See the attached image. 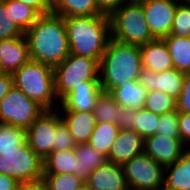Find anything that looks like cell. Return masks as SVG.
Segmentation results:
<instances>
[{
    "mask_svg": "<svg viewBox=\"0 0 190 190\" xmlns=\"http://www.w3.org/2000/svg\"><path fill=\"white\" fill-rule=\"evenodd\" d=\"M142 69L139 46L110 39L99 62V82L104 92L138 81Z\"/></svg>",
    "mask_w": 190,
    "mask_h": 190,
    "instance_id": "cell-3",
    "label": "cell"
},
{
    "mask_svg": "<svg viewBox=\"0 0 190 190\" xmlns=\"http://www.w3.org/2000/svg\"><path fill=\"white\" fill-rule=\"evenodd\" d=\"M147 92L138 81H130L113 89L110 94L121 107L138 110L143 108Z\"/></svg>",
    "mask_w": 190,
    "mask_h": 190,
    "instance_id": "cell-22",
    "label": "cell"
},
{
    "mask_svg": "<svg viewBox=\"0 0 190 190\" xmlns=\"http://www.w3.org/2000/svg\"><path fill=\"white\" fill-rule=\"evenodd\" d=\"M179 4L190 6V0H177Z\"/></svg>",
    "mask_w": 190,
    "mask_h": 190,
    "instance_id": "cell-46",
    "label": "cell"
},
{
    "mask_svg": "<svg viewBox=\"0 0 190 190\" xmlns=\"http://www.w3.org/2000/svg\"><path fill=\"white\" fill-rule=\"evenodd\" d=\"M31 60L25 35L0 40V67L3 73L13 74Z\"/></svg>",
    "mask_w": 190,
    "mask_h": 190,
    "instance_id": "cell-15",
    "label": "cell"
},
{
    "mask_svg": "<svg viewBox=\"0 0 190 190\" xmlns=\"http://www.w3.org/2000/svg\"><path fill=\"white\" fill-rule=\"evenodd\" d=\"M31 60L56 66L70 54L64 18L54 13L40 15L25 32Z\"/></svg>",
    "mask_w": 190,
    "mask_h": 190,
    "instance_id": "cell-1",
    "label": "cell"
},
{
    "mask_svg": "<svg viewBox=\"0 0 190 190\" xmlns=\"http://www.w3.org/2000/svg\"><path fill=\"white\" fill-rule=\"evenodd\" d=\"M25 35V33L16 25L7 10L6 0H0V40L12 39Z\"/></svg>",
    "mask_w": 190,
    "mask_h": 190,
    "instance_id": "cell-33",
    "label": "cell"
},
{
    "mask_svg": "<svg viewBox=\"0 0 190 190\" xmlns=\"http://www.w3.org/2000/svg\"><path fill=\"white\" fill-rule=\"evenodd\" d=\"M109 18L111 38L116 41L140 47L155 39L146 22L142 3L127 1Z\"/></svg>",
    "mask_w": 190,
    "mask_h": 190,
    "instance_id": "cell-5",
    "label": "cell"
},
{
    "mask_svg": "<svg viewBox=\"0 0 190 190\" xmlns=\"http://www.w3.org/2000/svg\"><path fill=\"white\" fill-rule=\"evenodd\" d=\"M122 167L129 190L163 189L165 167L148 154L143 152L125 162Z\"/></svg>",
    "mask_w": 190,
    "mask_h": 190,
    "instance_id": "cell-8",
    "label": "cell"
},
{
    "mask_svg": "<svg viewBox=\"0 0 190 190\" xmlns=\"http://www.w3.org/2000/svg\"><path fill=\"white\" fill-rule=\"evenodd\" d=\"M75 190H90V189L88 188V185L86 183H84L83 185H81L80 187H78Z\"/></svg>",
    "mask_w": 190,
    "mask_h": 190,
    "instance_id": "cell-45",
    "label": "cell"
},
{
    "mask_svg": "<svg viewBox=\"0 0 190 190\" xmlns=\"http://www.w3.org/2000/svg\"><path fill=\"white\" fill-rule=\"evenodd\" d=\"M77 158L75 150L52 151L43 159V174H74Z\"/></svg>",
    "mask_w": 190,
    "mask_h": 190,
    "instance_id": "cell-23",
    "label": "cell"
},
{
    "mask_svg": "<svg viewBox=\"0 0 190 190\" xmlns=\"http://www.w3.org/2000/svg\"><path fill=\"white\" fill-rule=\"evenodd\" d=\"M48 190H75L85 182L74 174H43Z\"/></svg>",
    "mask_w": 190,
    "mask_h": 190,
    "instance_id": "cell-32",
    "label": "cell"
},
{
    "mask_svg": "<svg viewBox=\"0 0 190 190\" xmlns=\"http://www.w3.org/2000/svg\"><path fill=\"white\" fill-rule=\"evenodd\" d=\"M13 86V75L3 72L0 73V101L5 95H7Z\"/></svg>",
    "mask_w": 190,
    "mask_h": 190,
    "instance_id": "cell-42",
    "label": "cell"
},
{
    "mask_svg": "<svg viewBox=\"0 0 190 190\" xmlns=\"http://www.w3.org/2000/svg\"><path fill=\"white\" fill-rule=\"evenodd\" d=\"M74 150L77 158L76 176L84 182L95 169L108 162L107 156L97 152L88 143L77 144Z\"/></svg>",
    "mask_w": 190,
    "mask_h": 190,
    "instance_id": "cell-21",
    "label": "cell"
},
{
    "mask_svg": "<svg viewBox=\"0 0 190 190\" xmlns=\"http://www.w3.org/2000/svg\"><path fill=\"white\" fill-rule=\"evenodd\" d=\"M103 92L99 81H85L75 86L59 103L58 111H93L98 96Z\"/></svg>",
    "mask_w": 190,
    "mask_h": 190,
    "instance_id": "cell-14",
    "label": "cell"
},
{
    "mask_svg": "<svg viewBox=\"0 0 190 190\" xmlns=\"http://www.w3.org/2000/svg\"><path fill=\"white\" fill-rule=\"evenodd\" d=\"M177 0H148L142 2L143 12L152 36L163 39L170 35Z\"/></svg>",
    "mask_w": 190,
    "mask_h": 190,
    "instance_id": "cell-11",
    "label": "cell"
},
{
    "mask_svg": "<svg viewBox=\"0 0 190 190\" xmlns=\"http://www.w3.org/2000/svg\"><path fill=\"white\" fill-rule=\"evenodd\" d=\"M18 186L15 178L0 173V190H18Z\"/></svg>",
    "mask_w": 190,
    "mask_h": 190,
    "instance_id": "cell-43",
    "label": "cell"
},
{
    "mask_svg": "<svg viewBox=\"0 0 190 190\" xmlns=\"http://www.w3.org/2000/svg\"><path fill=\"white\" fill-rule=\"evenodd\" d=\"M130 2L132 3H142V2H145V1H148V0H129Z\"/></svg>",
    "mask_w": 190,
    "mask_h": 190,
    "instance_id": "cell-47",
    "label": "cell"
},
{
    "mask_svg": "<svg viewBox=\"0 0 190 190\" xmlns=\"http://www.w3.org/2000/svg\"><path fill=\"white\" fill-rule=\"evenodd\" d=\"M6 7L10 10L13 21L24 33L40 16L32 7L17 0H6Z\"/></svg>",
    "mask_w": 190,
    "mask_h": 190,
    "instance_id": "cell-28",
    "label": "cell"
},
{
    "mask_svg": "<svg viewBox=\"0 0 190 190\" xmlns=\"http://www.w3.org/2000/svg\"><path fill=\"white\" fill-rule=\"evenodd\" d=\"M93 113L96 123L110 122L119 127V104L110 93L103 91L98 96Z\"/></svg>",
    "mask_w": 190,
    "mask_h": 190,
    "instance_id": "cell-27",
    "label": "cell"
},
{
    "mask_svg": "<svg viewBox=\"0 0 190 190\" xmlns=\"http://www.w3.org/2000/svg\"><path fill=\"white\" fill-rule=\"evenodd\" d=\"M135 116H137L136 109L125 108L119 105V128L133 129Z\"/></svg>",
    "mask_w": 190,
    "mask_h": 190,
    "instance_id": "cell-39",
    "label": "cell"
},
{
    "mask_svg": "<svg viewBox=\"0 0 190 190\" xmlns=\"http://www.w3.org/2000/svg\"><path fill=\"white\" fill-rule=\"evenodd\" d=\"M178 111H173L160 115L159 125L156 134L167 136L168 138H180Z\"/></svg>",
    "mask_w": 190,
    "mask_h": 190,
    "instance_id": "cell-36",
    "label": "cell"
},
{
    "mask_svg": "<svg viewBox=\"0 0 190 190\" xmlns=\"http://www.w3.org/2000/svg\"><path fill=\"white\" fill-rule=\"evenodd\" d=\"M120 128L110 122L96 123L88 144L108 157Z\"/></svg>",
    "mask_w": 190,
    "mask_h": 190,
    "instance_id": "cell-26",
    "label": "cell"
},
{
    "mask_svg": "<svg viewBox=\"0 0 190 190\" xmlns=\"http://www.w3.org/2000/svg\"><path fill=\"white\" fill-rule=\"evenodd\" d=\"M178 113L190 114V73H185L183 87L177 99Z\"/></svg>",
    "mask_w": 190,
    "mask_h": 190,
    "instance_id": "cell-37",
    "label": "cell"
},
{
    "mask_svg": "<svg viewBox=\"0 0 190 190\" xmlns=\"http://www.w3.org/2000/svg\"><path fill=\"white\" fill-rule=\"evenodd\" d=\"M164 190H190V149L165 167Z\"/></svg>",
    "mask_w": 190,
    "mask_h": 190,
    "instance_id": "cell-20",
    "label": "cell"
},
{
    "mask_svg": "<svg viewBox=\"0 0 190 190\" xmlns=\"http://www.w3.org/2000/svg\"><path fill=\"white\" fill-rule=\"evenodd\" d=\"M12 75L14 86L44 110L58 108L53 66L30 60Z\"/></svg>",
    "mask_w": 190,
    "mask_h": 190,
    "instance_id": "cell-4",
    "label": "cell"
},
{
    "mask_svg": "<svg viewBox=\"0 0 190 190\" xmlns=\"http://www.w3.org/2000/svg\"><path fill=\"white\" fill-rule=\"evenodd\" d=\"M184 75L185 73L175 68L161 73L142 68L138 82L147 91L158 90L178 99L183 87Z\"/></svg>",
    "mask_w": 190,
    "mask_h": 190,
    "instance_id": "cell-13",
    "label": "cell"
},
{
    "mask_svg": "<svg viewBox=\"0 0 190 190\" xmlns=\"http://www.w3.org/2000/svg\"><path fill=\"white\" fill-rule=\"evenodd\" d=\"M170 35L180 38L190 37V6L178 4Z\"/></svg>",
    "mask_w": 190,
    "mask_h": 190,
    "instance_id": "cell-34",
    "label": "cell"
},
{
    "mask_svg": "<svg viewBox=\"0 0 190 190\" xmlns=\"http://www.w3.org/2000/svg\"><path fill=\"white\" fill-rule=\"evenodd\" d=\"M76 146L67 125L62 121L60 112L56 109L55 151L75 149Z\"/></svg>",
    "mask_w": 190,
    "mask_h": 190,
    "instance_id": "cell-35",
    "label": "cell"
},
{
    "mask_svg": "<svg viewBox=\"0 0 190 190\" xmlns=\"http://www.w3.org/2000/svg\"><path fill=\"white\" fill-rule=\"evenodd\" d=\"M0 173L15 178L19 183L42 179L43 159L27 144L18 150L2 151Z\"/></svg>",
    "mask_w": 190,
    "mask_h": 190,
    "instance_id": "cell-7",
    "label": "cell"
},
{
    "mask_svg": "<svg viewBox=\"0 0 190 190\" xmlns=\"http://www.w3.org/2000/svg\"><path fill=\"white\" fill-rule=\"evenodd\" d=\"M144 152V139L133 129H120L107 157L108 161L123 165Z\"/></svg>",
    "mask_w": 190,
    "mask_h": 190,
    "instance_id": "cell-16",
    "label": "cell"
},
{
    "mask_svg": "<svg viewBox=\"0 0 190 190\" xmlns=\"http://www.w3.org/2000/svg\"><path fill=\"white\" fill-rule=\"evenodd\" d=\"M165 41L175 69L183 73H190V37H176L168 35Z\"/></svg>",
    "mask_w": 190,
    "mask_h": 190,
    "instance_id": "cell-25",
    "label": "cell"
},
{
    "mask_svg": "<svg viewBox=\"0 0 190 190\" xmlns=\"http://www.w3.org/2000/svg\"><path fill=\"white\" fill-rule=\"evenodd\" d=\"M142 68L161 73L174 68L168 47L163 39H154L139 47Z\"/></svg>",
    "mask_w": 190,
    "mask_h": 190,
    "instance_id": "cell-18",
    "label": "cell"
},
{
    "mask_svg": "<svg viewBox=\"0 0 190 190\" xmlns=\"http://www.w3.org/2000/svg\"><path fill=\"white\" fill-rule=\"evenodd\" d=\"M51 12L66 17L104 15L94 0H51Z\"/></svg>",
    "mask_w": 190,
    "mask_h": 190,
    "instance_id": "cell-24",
    "label": "cell"
},
{
    "mask_svg": "<svg viewBox=\"0 0 190 190\" xmlns=\"http://www.w3.org/2000/svg\"><path fill=\"white\" fill-rule=\"evenodd\" d=\"M97 9L104 15L110 16L123 3L129 0H94Z\"/></svg>",
    "mask_w": 190,
    "mask_h": 190,
    "instance_id": "cell-40",
    "label": "cell"
},
{
    "mask_svg": "<svg viewBox=\"0 0 190 190\" xmlns=\"http://www.w3.org/2000/svg\"><path fill=\"white\" fill-rule=\"evenodd\" d=\"M44 111L40 105L13 86L0 101V124L27 130Z\"/></svg>",
    "mask_w": 190,
    "mask_h": 190,
    "instance_id": "cell-9",
    "label": "cell"
},
{
    "mask_svg": "<svg viewBox=\"0 0 190 190\" xmlns=\"http://www.w3.org/2000/svg\"><path fill=\"white\" fill-rule=\"evenodd\" d=\"M18 190H48V188L45 182L40 179L37 181L19 183Z\"/></svg>",
    "mask_w": 190,
    "mask_h": 190,
    "instance_id": "cell-44",
    "label": "cell"
},
{
    "mask_svg": "<svg viewBox=\"0 0 190 190\" xmlns=\"http://www.w3.org/2000/svg\"><path fill=\"white\" fill-rule=\"evenodd\" d=\"M178 124L180 139L190 149V114L179 113Z\"/></svg>",
    "mask_w": 190,
    "mask_h": 190,
    "instance_id": "cell-38",
    "label": "cell"
},
{
    "mask_svg": "<svg viewBox=\"0 0 190 190\" xmlns=\"http://www.w3.org/2000/svg\"><path fill=\"white\" fill-rule=\"evenodd\" d=\"M56 110H45L26 130V142L42 159L55 151Z\"/></svg>",
    "mask_w": 190,
    "mask_h": 190,
    "instance_id": "cell-10",
    "label": "cell"
},
{
    "mask_svg": "<svg viewBox=\"0 0 190 190\" xmlns=\"http://www.w3.org/2000/svg\"><path fill=\"white\" fill-rule=\"evenodd\" d=\"M70 53L100 62L111 39L108 15L64 18Z\"/></svg>",
    "mask_w": 190,
    "mask_h": 190,
    "instance_id": "cell-2",
    "label": "cell"
},
{
    "mask_svg": "<svg viewBox=\"0 0 190 190\" xmlns=\"http://www.w3.org/2000/svg\"><path fill=\"white\" fill-rule=\"evenodd\" d=\"M143 108L162 115L177 111V99L158 90L147 92Z\"/></svg>",
    "mask_w": 190,
    "mask_h": 190,
    "instance_id": "cell-29",
    "label": "cell"
},
{
    "mask_svg": "<svg viewBox=\"0 0 190 190\" xmlns=\"http://www.w3.org/2000/svg\"><path fill=\"white\" fill-rule=\"evenodd\" d=\"M188 149L180 138L154 134L144 139V153L164 167L175 163Z\"/></svg>",
    "mask_w": 190,
    "mask_h": 190,
    "instance_id": "cell-12",
    "label": "cell"
},
{
    "mask_svg": "<svg viewBox=\"0 0 190 190\" xmlns=\"http://www.w3.org/2000/svg\"><path fill=\"white\" fill-rule=\"evenodd\" d=\"M160 115L155 114L145 108L137 110V116L134 118L133 130L139 133L143 139L156 134L159 125Z\"/></svg>",
    "mask_w": 190,
    "mask_h": 190,
    "instance_id": "cell-31",
    "label": "cell"
},
{
    "mask_svg": "<svg viewBox=\"0 0 190 190\" xmlns=\"http://www.w3.org/2000/svg\"><path fill=\"white\" fill-rule=\"evenodd\" d=\"M62 121L67 125L69 133L74 138L76 144L89 142L96 125L93 111H59Z\"/></svg>",
    "mask_w": 190,
    "mask_h": 190,
    "instance_id": "cell-19",
    "label": "cell"
},
{
    "mask_svg": "<svg viewBox=\"0 0 190 190\" xmlns=\"http://www.w3.org/2000/svg\"><path fill=\"white\" fill-rule=\"evenodd\" d=\"M53 70L55 93L59 101L75 86L84 85L85 81H99V63L89 57L70 53Z\"/></svg>",
    "mask_w": 190,
    "mask_h": 190,
    "instance_id": "cell-6",
    "label": "cell"
},
{
    "mask_svg": "<svg viewBox=\"0 0 190 190\" xmlns=\"http://www.w3.org/2000/svg\"><path fill=\"white\" fill-rule=\"evenodd\" d=\"M90 190H129L122 165L106 162L85 181Z\"/></svg>",
    "mask_w": 190,
    "mask_h": 190,
    "instance_id": "cell-17",
    "label": "cell"
},
{
    "mask_svg": "<svg viewBox=\"0 0 190 190\" xmlns=\"http://www.w3.org/2000/svg\"><path fill=\"white\" fill-rule=\"evenodd\" d=\"M26 143V130L6 124H0V154L2 151L18 150Z\"/></svg>",
    "mask_w": 190,
    "mask_h": 190,
    "instance_id": "cell-30",
    "label": "cell"
},
{
    "mask_svg": "<svg viewBox=\"0 0 190 190\" xmlns=\"http://www.w3.org/2000/svg\"><path fill=\"white\" fill-rule=\"evenodd\" d=\"M32 7L39 15L51 13V0H17Z\"/></svg>",
    "mask_w": 190,
    "mask_h": 190,
    "instance_id": "cell-41",
    "label": "cell"
}]
</instances>
